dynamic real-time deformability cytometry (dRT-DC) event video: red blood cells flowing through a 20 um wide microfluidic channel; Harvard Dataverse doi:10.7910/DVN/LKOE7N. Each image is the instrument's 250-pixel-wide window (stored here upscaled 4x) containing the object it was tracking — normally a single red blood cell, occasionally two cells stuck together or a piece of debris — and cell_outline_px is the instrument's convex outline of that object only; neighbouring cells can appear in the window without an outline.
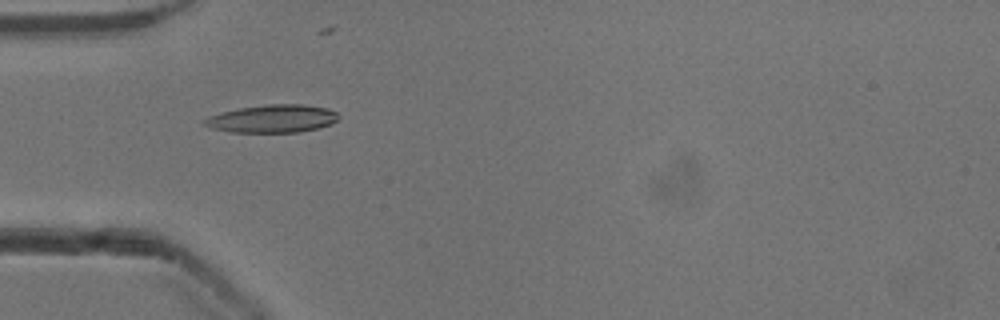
{"species": "common noctule bat (a hibernating species)", "species_latin": "Nyctalus noctula", "temperature_condition": "cold", "stored_images_in_passage": 14, "camera_frame_rate_fps": 3000, "um_per_image_px": 0.085, "animal": {"sex": "male", "body_mass_g": 13.3}, "frame": {"image": 1, "passage_image": 6, "time_ms": 1.667, "image_size_px": [1000, 320], "cell_outline_px": [[336, 120], [332, 124], [316, 128], [296, 132], [232, 132], [212, 128], [204, 124], [204, 120], [220, 112], [240, 108], [268, 104], [304, 104], [328, 108], [336, 112]], "centroid_in_image_um": [23.17, 10.08], "position_along_channel_um": 61.8, "area_um2": 21.44}}
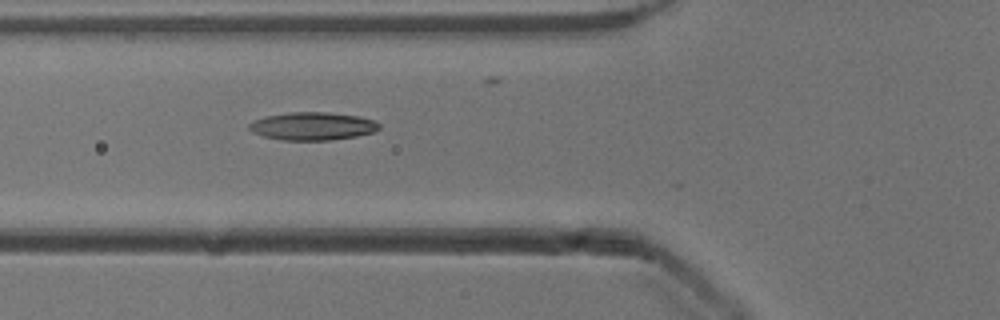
{"frame": {"image": 2, "passage_image": 9, "time_ms": 2.667, "image_size_px": [1000, 320], "cell_outline_px": [[380, 128], [372, 132], [356, 136], [332, 140], [284, 140], [264, 136], [248, 128], [248, 124], [264, 116], [288, 112], [328, 112], [360, 116], [376, 120], [380, 124]], "centroid_in_image_um": [26.61, 10.71], "position_along_channel_um": 99.2, "area_um2": 21.15}}
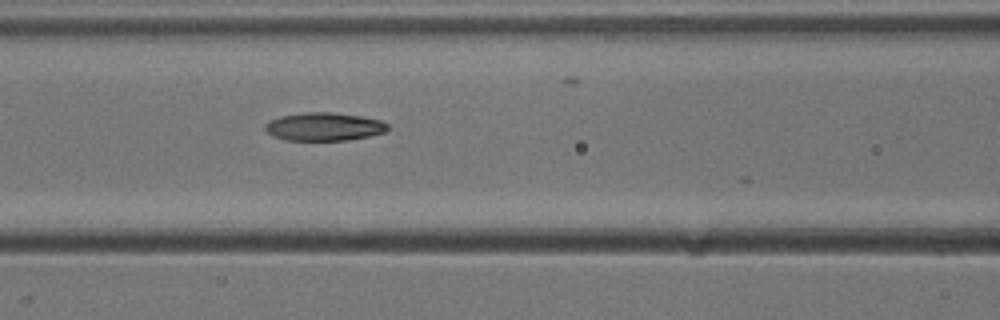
{"frame": {"image": 3, "passage_image": 12, "time_ms": 3.667, "image_size_px": [1000, 320], "cell_outline_px": [[388, 128], [384, 132], [368, 136], [348, 140], [284, 140], [268, 132], [264, 128], [272, 120], [280, 116], [304, 112], [332, 112], [360, 116], [380, 120], [388, 124]], "centroid_in_image_um": [27.57, 10.76], "position_along_channel_um": 139.0, "area_um2": 19.83}}